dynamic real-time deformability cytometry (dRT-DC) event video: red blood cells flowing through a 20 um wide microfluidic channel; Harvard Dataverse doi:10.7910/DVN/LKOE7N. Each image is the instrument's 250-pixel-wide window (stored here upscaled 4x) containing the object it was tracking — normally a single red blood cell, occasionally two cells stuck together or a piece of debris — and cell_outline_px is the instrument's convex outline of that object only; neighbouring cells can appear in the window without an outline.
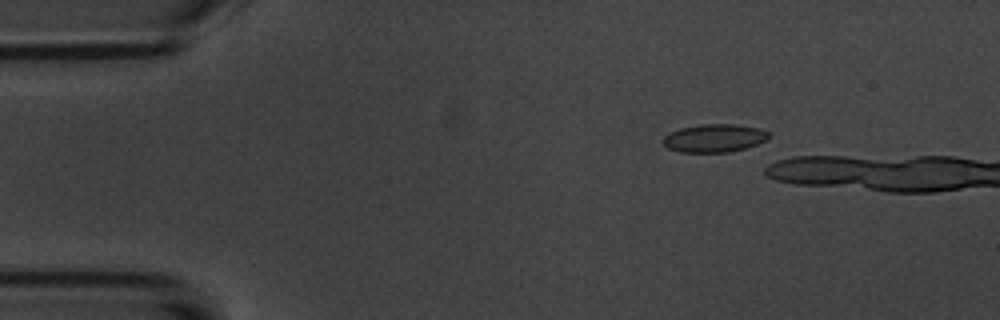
{"species": "common noctule bat (a hibernating species)", "species_latin": "Nyctalus noctula", "temperature_condition": "room temperature", "stored_images_in_passage": 4, "camera_frame_rate_fps": 3000, "um_per_image_px": 0.085, "animal": {"sex": "male", "body_mass_g": 20.1, "forearm_length_mm": 53.5}, "frame": {"image": 1, "passage_image": 2, "time_ms": 1.333, "image_size_px": [1000, 320], "cell_outline_px": [[768, 140], [744, 148], [728, 152], [680, 152], [668, 148], [664, 144], [664, 136], [668, 132], [680, 128], [700, 124], [736, 124], [760, 128], [768, 132]], "centroid_in_image_um": [60.71, 11.73], "position_along_channel_um": 24.3, "area_um2": 17.28}}